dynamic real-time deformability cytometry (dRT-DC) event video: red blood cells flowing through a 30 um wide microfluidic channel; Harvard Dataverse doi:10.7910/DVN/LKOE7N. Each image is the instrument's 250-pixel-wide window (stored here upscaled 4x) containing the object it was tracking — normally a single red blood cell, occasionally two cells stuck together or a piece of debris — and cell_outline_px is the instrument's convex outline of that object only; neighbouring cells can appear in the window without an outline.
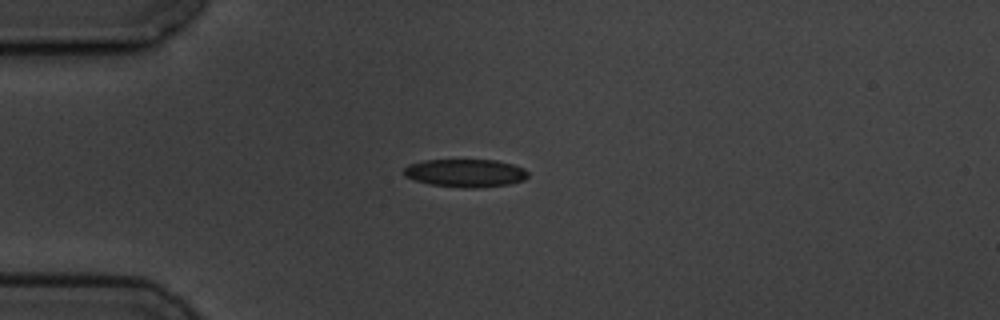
{"species": "common noctule bat (a hibernating species)", "species_latin": "Nyctalus noctula", "temperature_condition": "cold", "stored_images_in_passage": 1, "camera_frame_rate_fps": 3000, "um_per_image_px": 0.085, "animal": {"sex": "male", "body_mass_g": 19.5, "forearm_length_mm": 54.6}, "frame": {"image": 1, "passage_image": 1, "time_ms": 0.0, "image_size_px": [1000, 320], "cell_outline_px": [[528, 176], [524, 180], [508, 184], [476, 188], [464, 188], [428, 184], [404, 176], [404, 168], [408, 164], [424, 160], [496, 160], [512, 164], [524, 168], [528, 172]], "centroid_in_image_um": [39.56, 14.71], "position_along_channel_um": 45.4, "area_um2": 20.29}}